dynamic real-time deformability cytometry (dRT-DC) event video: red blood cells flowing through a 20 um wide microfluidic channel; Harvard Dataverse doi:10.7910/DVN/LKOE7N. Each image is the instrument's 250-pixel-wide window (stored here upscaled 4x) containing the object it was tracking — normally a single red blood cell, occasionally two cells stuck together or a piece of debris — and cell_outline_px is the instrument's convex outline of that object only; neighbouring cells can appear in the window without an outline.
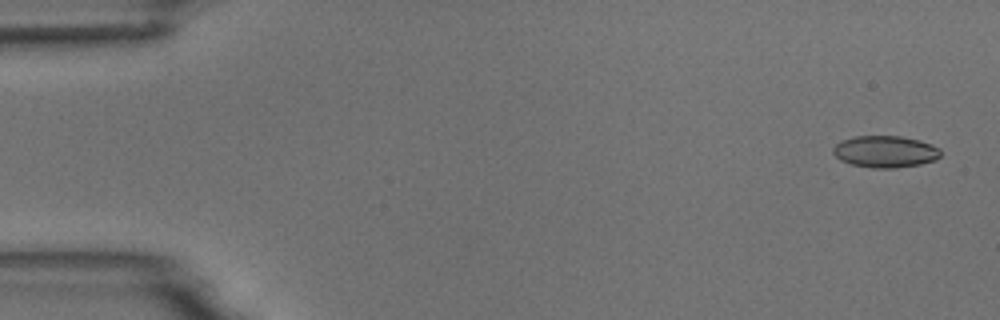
{"species": "common noctule bat (a hibernating species)", "species_latin": "Nyctalus noctula", "temperature_condition": "room temperature", "stored_images_in_passage": 3, "camera_frame_rate_fps": 3000, "um_per_image_px": 0.085, "animal": {"sex": "male", "body_mass_g": 18.8}, "frame": {"image": 1, "passage_image": 1, "time_ms": 0.0, "image_size_px": [1000, 320], "cell_outline_px": [[940, 156], [936, 160], [920, 164], [896, 168], [872, 168], [852, 164], [840, 160], [832, 152], [832, 148], [840, 140], [852, 136], [900, 136], [920, 140], [932, 144], [940, 148]], "centroid_in_image_um": [75.24, 12.88], "position_along_channel_um": 9.8, "area_um2": 20.11}}